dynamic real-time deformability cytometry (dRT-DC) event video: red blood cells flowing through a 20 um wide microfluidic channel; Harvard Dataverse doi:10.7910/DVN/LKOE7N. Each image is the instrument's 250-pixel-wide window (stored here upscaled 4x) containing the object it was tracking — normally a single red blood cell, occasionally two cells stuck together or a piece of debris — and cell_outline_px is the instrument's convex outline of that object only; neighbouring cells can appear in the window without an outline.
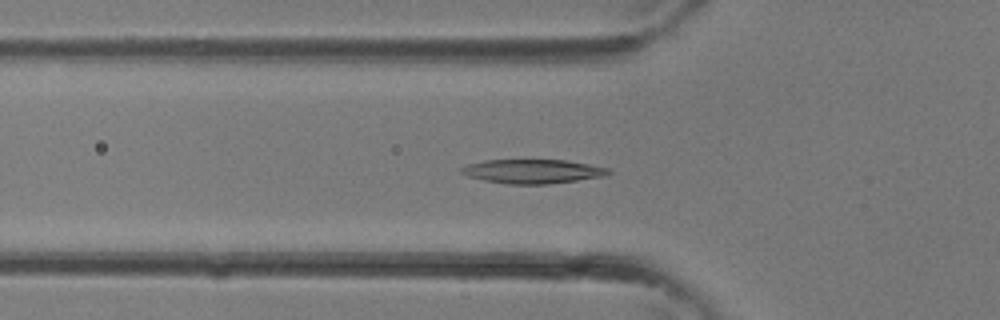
{"species": "common noctule bat (a hibernating species)", "species_latin": "Nyctalus noctula", "temperature_condition": "room temperature", "stored_images_in_passage": 34, "camera_frame_rate_fps": 3000, "um_per_image_px": 0.085, "animal": {"sex": "female"}, "frame": {"image": 1, "passage_image": 12, "time_ms": 3.667, "image_size_px": [1000, 320], "cell_outline_px": [[612, 172], [608, 176], [548, 184], [508, 184], [484, 180], [468, 176], [460, 172], [460, 168], [468, 164], [484, 160], [564, 160], [612, 168]], "centroid_in_image_um": [45.33, 14.56], "position_along_channel_um": 80.5, "area_um2": 20.75}}
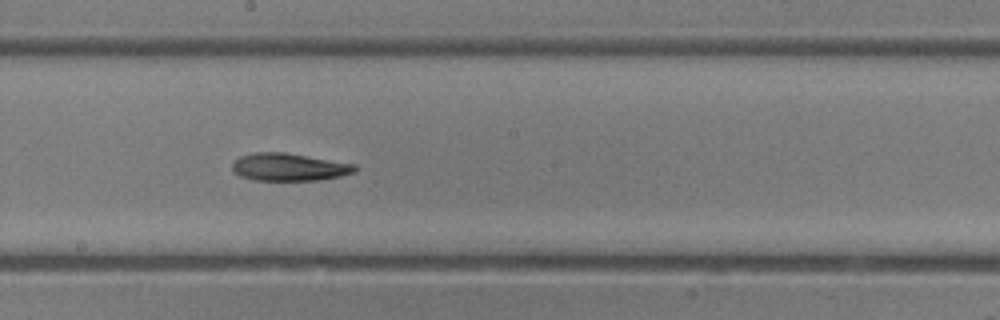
{"frame": {"image": 2, "passage_image": 19, "time_ms": 6.0, "image_size_px": [1000, 320], "cell_outline_px": [[356, 172], [340, 176], [320, 180], [252, 180], [240, 176], [232, 168], [232, 164], [240, 156], [256, 152], [284, 152], [356, 164]], "centroid_in_image_um": [24.58, 14.2], "position_along_channel_um": 223.6, "area_um2": 19.65}}
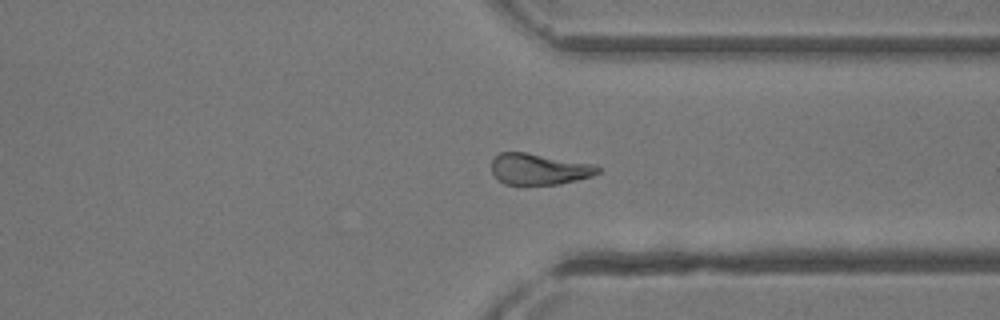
{"frame": {"image": 3, "passage_image": 26, "time_ms": 8.333, "image_size_px": [1000, 320], "cell_outline_px": [[600, 172], [592, 176], [560, 184], [504, 184], [492, 172], [492, 160], [500, 152], [524, 152], [596, 164], [600, 168]], "centroid_in_image_um": [45.85, 14.37], "position_along_channel_um": 365.5, "area_um2": 19.19}}